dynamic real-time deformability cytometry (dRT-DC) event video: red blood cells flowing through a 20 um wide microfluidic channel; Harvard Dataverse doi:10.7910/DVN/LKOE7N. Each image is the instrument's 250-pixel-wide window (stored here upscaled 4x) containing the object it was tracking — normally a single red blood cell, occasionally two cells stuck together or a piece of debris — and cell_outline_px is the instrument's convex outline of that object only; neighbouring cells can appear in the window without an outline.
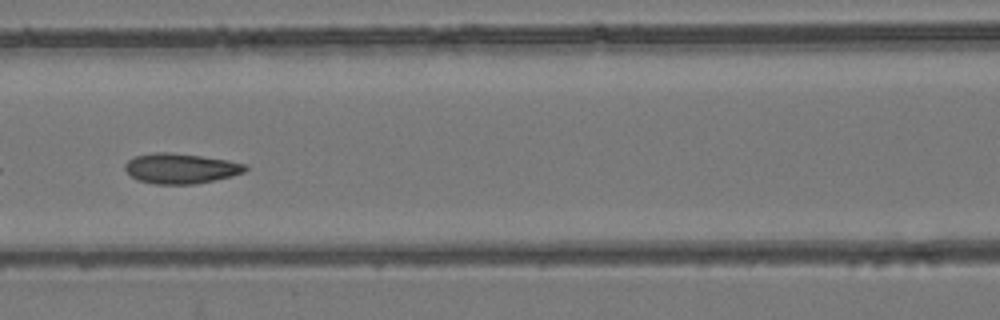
{"species": "common noctule bat (a hibernating species)", "species_latin": "Nyctalus noctula", "temperature_condition": "room temperature", "stored_images_in_passage": 6, "camera_frame_rate_fps": 3000, "um_per_image_px": 0.085, "animal": {"sex": "female", "body_mass_g": 24.6, "forearm_length_mm": 56.2}, "frame": {"image": 1, "passage_image": 6, "time_ms": 5.667, "image_size_px": [1000, 320], "cell_outline_px": [[248, 168], [244, 172], [232, 176], [196, 184], [156, 184], [136, 180], [124, 168], [124, 164], [128, 160], [136, 156], [152, 152], [168, 152], [200, 156], [228, 160], [248, 164]], "centroid_in_image_um": [15.37, 14.32], "position_along_channel_um": 151.2, "area_um2": 21.21}}